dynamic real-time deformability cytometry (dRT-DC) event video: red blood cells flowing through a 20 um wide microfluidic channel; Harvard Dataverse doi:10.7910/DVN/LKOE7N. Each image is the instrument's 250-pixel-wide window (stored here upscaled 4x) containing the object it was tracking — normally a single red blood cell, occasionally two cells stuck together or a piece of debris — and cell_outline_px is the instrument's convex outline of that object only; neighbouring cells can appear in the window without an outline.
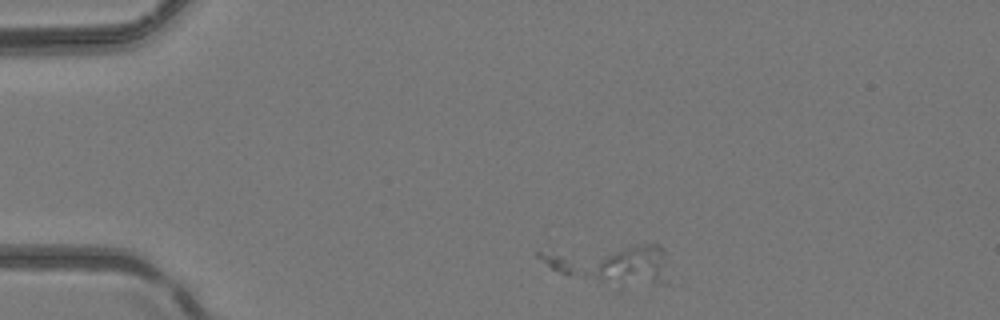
{"species": "common noctule bat (a hibernating species)", "species_latin": "Nyctalus noctula", "temperature_condition": "room temperature", "stored_images_in_passage": 6, "segment_of_instrument_passage": [1, 2], "camera_frame_rate_fps": 3000, "um_per_image_px": 0.085, "animal": {"sex": "female", "body_mass_g": 24.6, "forearm_length_mm": 56.2}, "frame": {"image": 1, "passage_image": 1, "time_ms": 0.0, "image_size_px": [1000, 320], "cell_outline_px": [[668, 284], [656, 284], [600, 280], [560, 272], [552, 268], [536, 256], [536, 252], [636, 244], [656, 244], [664, 252], [668, 280]], "centroid_in_image_um": [52.0, 22.36], "position_along_channel_um": 33.0, "area_um2": 27.92}}